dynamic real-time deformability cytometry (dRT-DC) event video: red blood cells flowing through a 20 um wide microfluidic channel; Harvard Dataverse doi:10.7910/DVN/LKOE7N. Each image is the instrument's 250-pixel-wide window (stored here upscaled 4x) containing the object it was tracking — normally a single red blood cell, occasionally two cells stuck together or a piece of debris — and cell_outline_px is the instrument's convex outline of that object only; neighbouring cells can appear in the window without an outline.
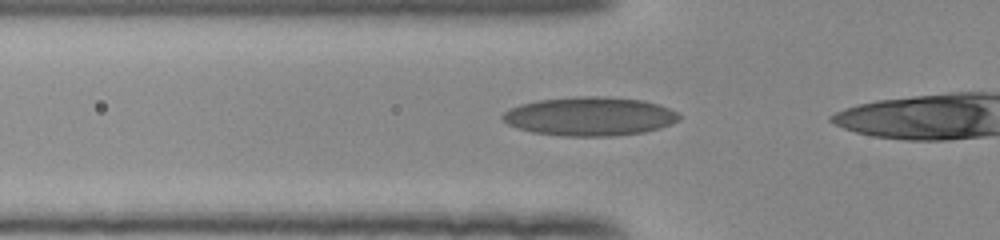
{"species": "human", "species_latin": "Homo sapiens", "temperature_condition": "room temperature", "stored_images_in_passage": 18, "camera_frame_rate_fps": 3000, "um_per_image_px": 0.085, "donor": {"sex": "female"}, "frame": {"image": 1, "passage_image": 6, "time_ms": 1.667, "image_size_px": [1000, 240], "cell_outline_px": [[680, 120], [672, 124], [660, 128], [644, 132], [612, 136], [560, 136], [532, 132], [516, 128], [508, 124], [500, 116], [508, 108], [520, 104], [536, 100], [576, 96], [600, 96], [644, 100], [680, 112]], "centroid_in_image_um": [50.11, 9.89], "position_along_channel_um": 75.7, "area_um2": 40.29}}
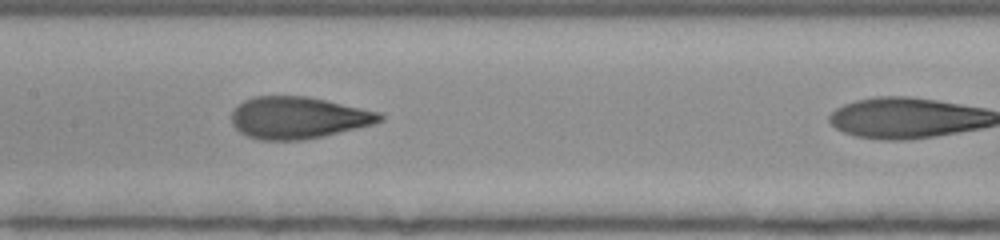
{"frame": {"image": 2, "passage_image": 14, "time_ms": 4.333, "image_size_px": [1000, 240], "cell_outline_px": [[384, 120], [372, 124], [324, 136], [300, 140], [260, 140], [248, 136], [240, 132], [232, 124], [232, 112], [244, 100], [256, 96], [308, 96], [380, 112], [384, 116]], "centroid_in_image_um": [25.35, 10.0], "position_along_channel_um": 182.0, "area_um2": 36.01}}
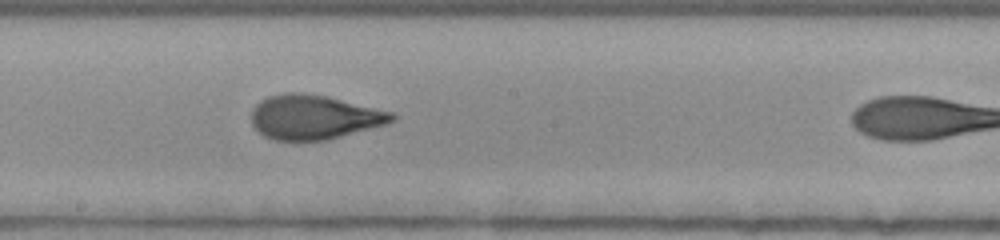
{"frame": {"image": 3, "passage_image": 17, "time_ms": 5.333, "image_size_px": [1000, 240], "cell_outline_px": [[396, 120], [388, 124], [328, 140], [276, 140], [264, 136], [252, 124], [252, 108], [260, 100], [268, 96], [284, 92], [300, 92], [328, 96], [392, 112], [396, 116]], "centroid_in_image_um": [26.71, 9.95], "position_along_channel_um": 221.5, "area_um2": 36.53}}